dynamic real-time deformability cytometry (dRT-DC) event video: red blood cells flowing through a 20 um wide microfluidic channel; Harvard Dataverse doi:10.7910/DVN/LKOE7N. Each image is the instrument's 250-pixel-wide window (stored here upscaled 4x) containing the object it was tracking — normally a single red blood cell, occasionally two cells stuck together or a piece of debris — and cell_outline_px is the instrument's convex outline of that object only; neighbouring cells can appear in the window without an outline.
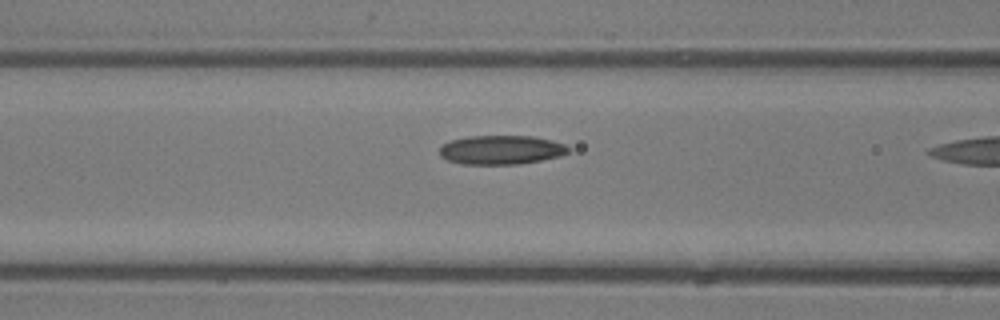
{"species": "common noctule bat (a hibernating species)", "species_latin": "Nyctalus noctula", "temperature_condition": "room temperature", "stored_images_in_passage": 5, "camera_frame_rate_fps": 3000, "um_per_image_px": 0.085, "animal": {"sex": "male", "body_mass_g": 13.3}, "frame": {"image": 1, "passage_image": 4, "time_ms": 1.0, "image_size_px": [1000, 320], "cell_outline_px": [[568, 152], [560, 156], [520, 164], [460, 164], [448, 160], [440, 156], [440, 148], [444, 144], [452, 140], [468, 136], [532, 136], [552, 140], [564, 144], [568, 148]], "centroid_in_image_um": [42.59, 12.74], "position_along_channel_um": 124.0, "area_um2": 21.68}}